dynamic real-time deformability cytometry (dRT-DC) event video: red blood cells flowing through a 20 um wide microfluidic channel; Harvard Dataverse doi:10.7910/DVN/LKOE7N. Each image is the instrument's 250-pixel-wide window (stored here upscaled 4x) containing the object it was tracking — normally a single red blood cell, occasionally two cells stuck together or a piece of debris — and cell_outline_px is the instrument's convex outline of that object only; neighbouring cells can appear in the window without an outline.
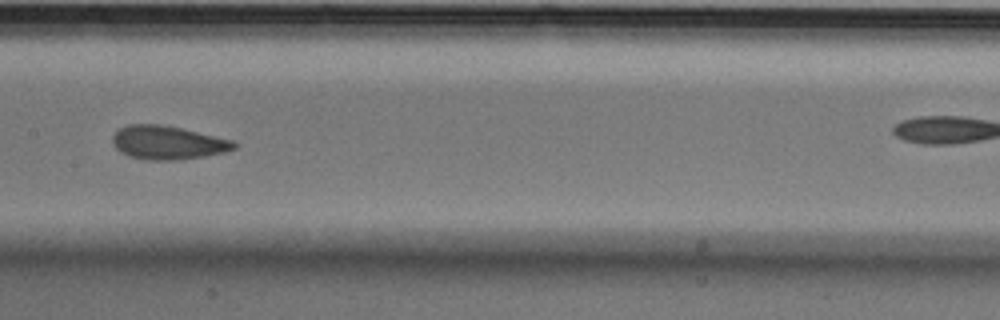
{"species": "Egyptian fruit bat (a non-hibernating species)", "species_latin": "Rousettus aegyptiacus", "temperature_condition": "cold", "stored_images_in_passage": 8, "camera_frame_rate_fps": 3000, "um_per_image_px": 0.085, "animal": {"sex": "male"}, "frame": {"image": 1, "passage_image": 5, "time_ms": 1.333, "image_size_px": [1000, 320], "cell_outline_px": [[236, 148], [224, 152], [204, 156], [180, 160], [144, 160], [128, 156], [120, 152], [112, 144], [112, 136], [120, 128], [128, 124], [160, 124], [180, 128], [236, 140]], "centroid_in_image_um": [14.25, 12.13], "position_along_channel_um": 193.1, "area_um2": 23.99}}